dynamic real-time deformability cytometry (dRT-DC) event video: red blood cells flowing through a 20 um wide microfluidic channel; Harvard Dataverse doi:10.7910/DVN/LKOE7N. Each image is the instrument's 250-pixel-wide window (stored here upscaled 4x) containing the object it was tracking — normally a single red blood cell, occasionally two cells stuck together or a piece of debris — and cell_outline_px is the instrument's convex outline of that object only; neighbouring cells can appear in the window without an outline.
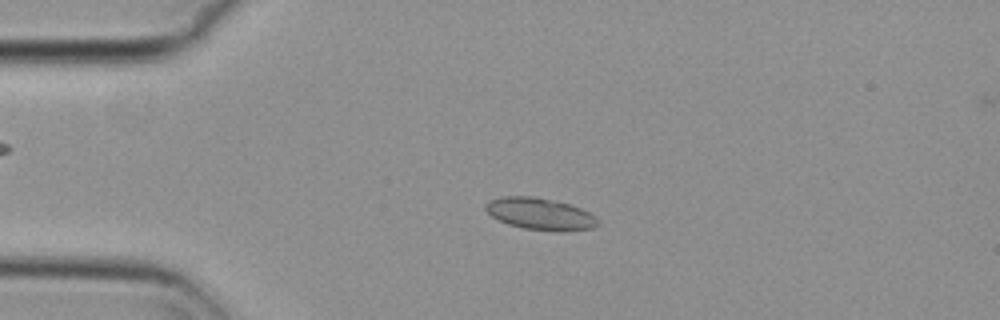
{"species": "common noctule bat (a hibernating species)", "species_latin": "Nyctalus noctula", "temperature_condition": "cold", "stored_images_in_passage": 56, "camera_frame_rate_fps": 3000, "um_per_image_px": 0.085, "animal": {"sex": "female", "body_mass_g": 29.2, "forearm_length_mm": 56.3}, "frame": {"image": 1, "passage_image": 13, "time_ms": 4.0, "image_size_px": [1000, 320], "cell_outline_px": [[600, 224], [592, 228], [564, 232], [556, 232], [524, 228], [508, 224], [492, 216], [484, 208], [484, 204], [488, 200], [500, 196], [532, 196], [568, 204], [580, 208], [596, 216], [600, 220]], "centroid_in_image_um": [45.92, 18.19], "position_along_channel_um": 39.1, "area_um2": 20.98}}
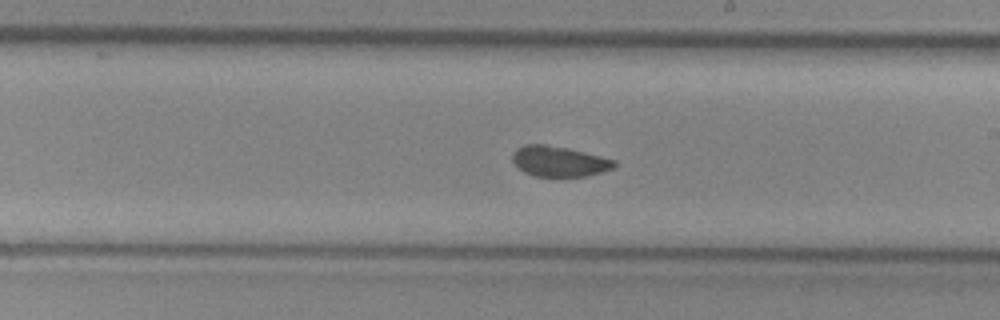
{"frame": {"image": 2, "passage_image": 32, "time_ms": 10.333, "image_size_px": [1000, 320], "cell_outline_px": [[616, 164], [612, 168], [588, 176], [532, 176], [524, 172], [512, 160], [512, 152], [516, 148], [524, 144], [544, 144], [568, 148], [616, 160]], "centroid_in_image_um": [47.49, 13.7], "position_along_channel_um": 241.5, "area_um2": 17.98}}
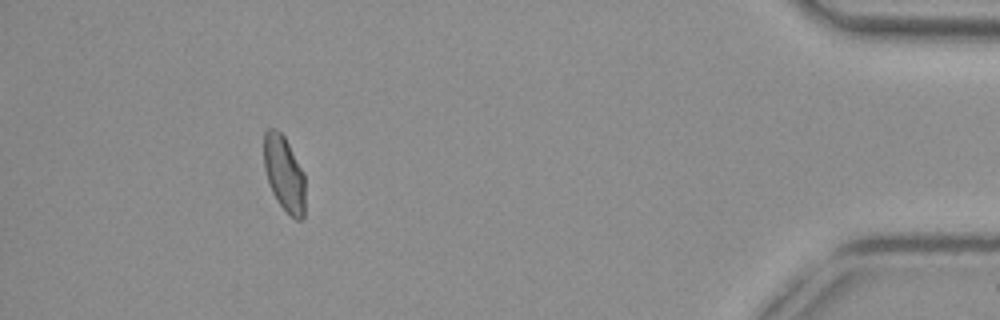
{"frame": {"image": 3, "passage_image": 51, "time_ms": 16.667, "image_size_px": [1000, 320], "cell_outline_px": [[304, 216], [300, 220], [296, 220], [276, 200], [272, 192], [264, 168], [264, 132], [268, 128], [276, 128], [284, 136], [304, 172]], "centroid_in_image_um": [24.15, 14.73], "position_along_channel_um": 411.1, "area_um2": 18.03}, "authors_computed_cell_mechanics": {"area_um2": 18.9584, "velocity_mm_per_s": 3.6785, "shape_relaxation_time_tau1_ms": 11.1793, "shape_relaxation_time_tau2_ms": 1.5435, "deformation_change_tau1": 0.1356, "deformation_change_tau2": 0.0483}}